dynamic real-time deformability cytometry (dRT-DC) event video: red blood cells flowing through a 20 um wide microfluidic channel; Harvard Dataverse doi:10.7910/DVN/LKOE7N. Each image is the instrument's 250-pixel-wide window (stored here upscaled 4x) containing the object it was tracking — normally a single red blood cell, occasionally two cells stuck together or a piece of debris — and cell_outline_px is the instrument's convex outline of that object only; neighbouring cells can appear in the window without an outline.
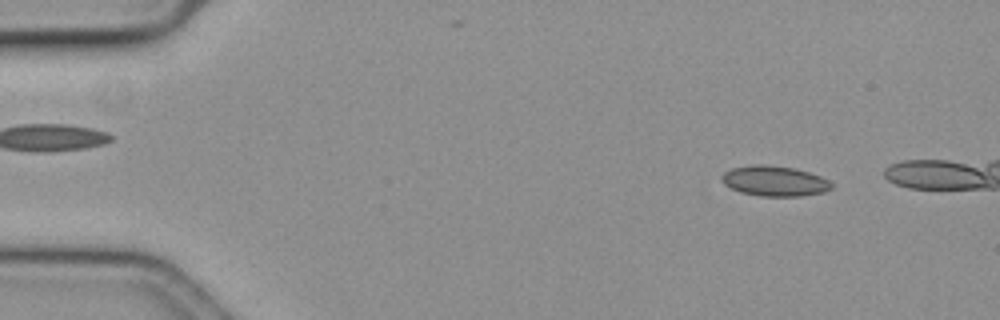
{"species": "common noctule bat (a hibernating species)", "species_latin": "Nyctalus noctula", "temperature_condition": "cold", "stored_images_in_passage": 17, "camera_frame_rate_fps": 3000, "um_per_image_px": 0.085, "animal": {"sex": "female", "body_mass_g": 19.3, "forearm_length_mm": 54.1}, "frame": {"image": 1, "passage_image": 6, "time_ms": 1.667, "image_size_px": [1000, 320], "cell_outline_px": [[832, 188], [824, 192], [800, 196], [760, 196], [740, 192], [724, 184], [720, 176], [724, 172], [732, 168], [756, 164], [764, 164], [792, 168], [808, 172], [820, 176], [828, 180], [832, 184]], "centroid_in_image_um": [65.82, 15.39], "position_along_channel_um": 19.2, "area_um2": 19.25}}